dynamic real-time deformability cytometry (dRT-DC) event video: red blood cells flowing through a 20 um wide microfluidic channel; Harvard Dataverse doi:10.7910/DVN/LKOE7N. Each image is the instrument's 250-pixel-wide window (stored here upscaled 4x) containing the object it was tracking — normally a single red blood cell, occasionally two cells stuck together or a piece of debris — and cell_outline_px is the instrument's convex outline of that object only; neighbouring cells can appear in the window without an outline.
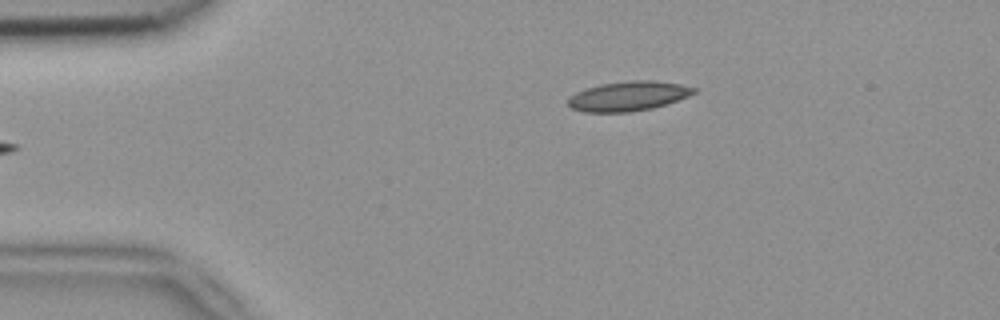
{"species": "common noctule bat (a hibernating species)", "species_latin": "Nyctalus noctula", "temperature_condition": "room temperature", "stored_images_in_passage": 6, "camera_frame_rate_fps": 3000, "um_per_image_px": 0.085, "animal": {"sex": "female", "body_mass_g": 18.4}, "frame": {"image": 1, "passage_image": 6, "time_ms": 1.667, "image_size_px": [1000, 320], "cell_outline_px": [[696, 92], [688, 96], [652, 108], [628, 112], [584, 112], [572, 108], [568, 104], [568, 96], [576, 92], [600, 84], [632, 80], [652, 80], [680, 84], [696, 88]], "centroid_in_image_um": [53.38, 8.16], "position_along_channel_um": 31.6, "area_um2": 21.5}}